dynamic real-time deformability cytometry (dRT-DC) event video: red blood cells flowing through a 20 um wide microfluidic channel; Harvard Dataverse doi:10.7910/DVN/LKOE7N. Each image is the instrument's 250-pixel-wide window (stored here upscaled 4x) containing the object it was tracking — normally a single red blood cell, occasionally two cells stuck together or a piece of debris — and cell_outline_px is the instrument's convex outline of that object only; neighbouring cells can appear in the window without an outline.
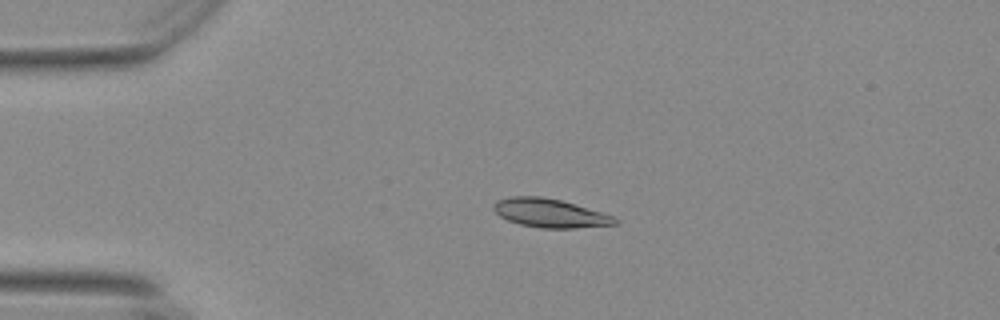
{"species": "Egyptian fruit bat (a non-hibernating species)", "species_latin": "Rousettus aegyptiacus", "temperature_condition": "warm", "stored_images_in_passage": 10, "camera_frame_rate_fps": 3000, "um_per_image_px": 0.085, "animal": {"sex": "female"}, "frame": {"image": 1, "passage_image": 2, "time_ms": 0.333, "image_size_px": [1000, 320], "cell_outline_px": [[620, 220], [616, 224], [576, 228], [540, 228], [520, 224], [508, 220], [500, 216], [492, 208], [492, 204], [496, 200], [512, 196], [540, 196], [560, 200], [616, 216]], "centroid_in_image_um": [46.75, 18.11], "position_along_channel_um": 38.2, "area_um2": 20.35}}
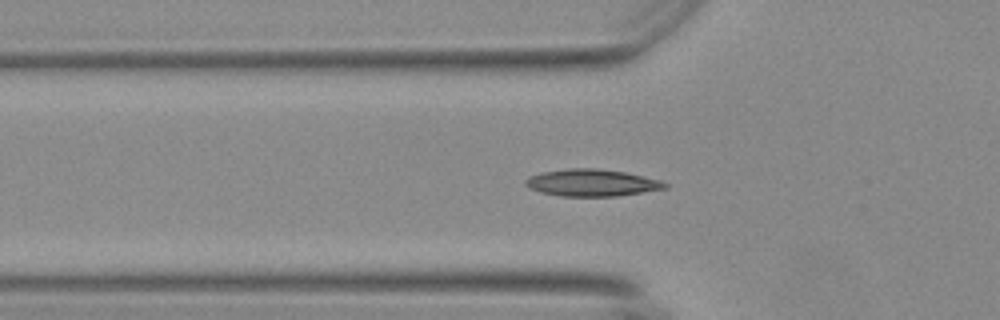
{"frame": {"image": 2, "passage_image": 8, "time_ms": 2.333, "image_size_px": [1000, 320], "cell_outline_px": [[668, 188], [616, 196], [560, 196], [540, 192], [528, 188], [524, 184], [524, 180], [540, 172], [568, 168], [596, 168], [624, 172], [660, 180], [668, 184]], "centroid_in_image_um": [50.27, 15.53], "position_along_channel_um": 75.5, "area_um2": 21.91}}